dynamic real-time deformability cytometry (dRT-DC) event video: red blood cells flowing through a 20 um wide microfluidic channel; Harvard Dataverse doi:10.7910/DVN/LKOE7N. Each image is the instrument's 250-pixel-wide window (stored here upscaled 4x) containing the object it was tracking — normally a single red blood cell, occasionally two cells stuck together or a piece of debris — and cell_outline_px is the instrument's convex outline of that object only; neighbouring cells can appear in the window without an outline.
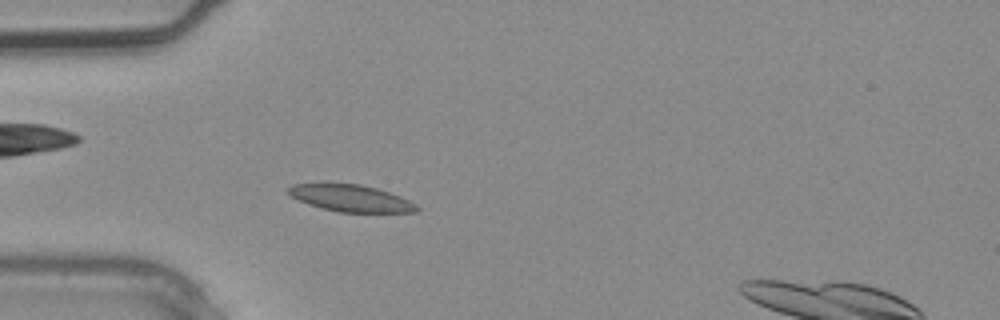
{"species": "common noctule bat (a hibernating species)", "species_latin": "Nyctalus noctula", "temperature_condition": "warm", "stored_images_in_passage": 3, "camera_frame_rate_fps": 3000, "um_per_image_px": 0.085, "animal": {"sex": "male", "body_mass_g": 20.4}, "frame": {"image": 1, "passage_image": 2, "time_ms": 0.333, "image_size_px": [1000, 320], "cell_outline_px": [[420, 208], [416, 212], [336, 212], [320, 208], [308, 204], [292, 196], [284, 188], [292, 184], [360, 184], [376, 188], [400, 196], [416, 204]], "centroid_in_image_um": [29.81, 16.86], "position_along_channel_um": 55.2, "area_um2": 19.94}}